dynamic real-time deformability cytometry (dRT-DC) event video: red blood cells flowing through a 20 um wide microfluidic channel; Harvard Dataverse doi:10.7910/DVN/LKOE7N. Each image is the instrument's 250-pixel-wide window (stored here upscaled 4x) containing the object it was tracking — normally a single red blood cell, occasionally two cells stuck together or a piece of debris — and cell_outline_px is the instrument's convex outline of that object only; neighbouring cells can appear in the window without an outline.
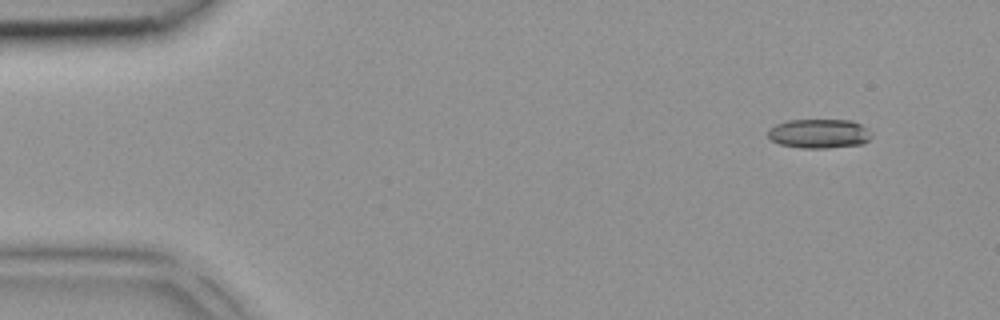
{"species": "common noctule bat (a hibernating species)", "species_latin": "Nyctalus noctula", "temperature_condition": "room temperature", "stored_images_in_passage": 3, "camera_frame_rate_fps": 3000, "um_per_image_px": 0.085, "animal": {"sex": "female", "body_mass_g": 18.4}, "frame": {"image": 1, "passage_image": 1, "time_ms": 0.0, "image_size_px": [1000, 320], "cell_outline_px": [[872, 136], [864, 144], [828, 148], [800, 148], [780, 144], [772, 140], [768, 136], [768, 128], [776, 124], [788, 120], [852, 120], [868, 128]], "centroid_in_image_um": [69.64, 11.36], "position_along_channel_um": 15.4, "area_um2": 17.8}}
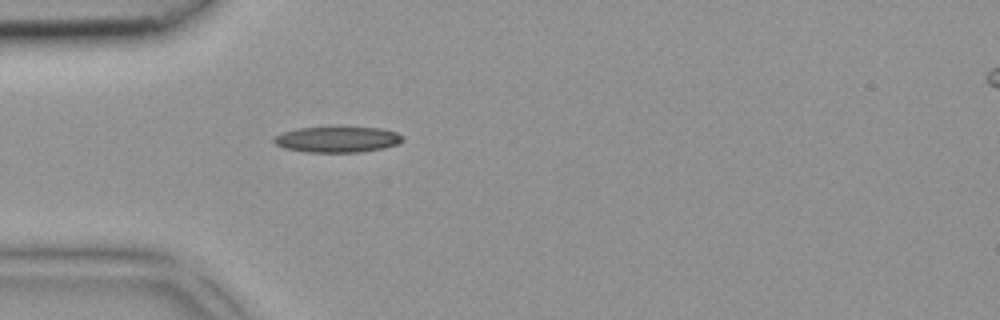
{"frame": {"image": 2, "passage_image": 3, "time_ms": 0.667, "image_size_px": [1000, 320], "cell_outline_px": [[404, 140], [396, 144], [384, 148], [360, 152], [308, 152], [284, 148], [276, 144], [272, 140], [276, 136], [284, 132], [296, 128], [380, 128], [396, 132], [404, 136]], "centroid_in_image_um": [28.69, 11.86], "position_along_channel_um": 56.3, "area_um2": 19.07}}